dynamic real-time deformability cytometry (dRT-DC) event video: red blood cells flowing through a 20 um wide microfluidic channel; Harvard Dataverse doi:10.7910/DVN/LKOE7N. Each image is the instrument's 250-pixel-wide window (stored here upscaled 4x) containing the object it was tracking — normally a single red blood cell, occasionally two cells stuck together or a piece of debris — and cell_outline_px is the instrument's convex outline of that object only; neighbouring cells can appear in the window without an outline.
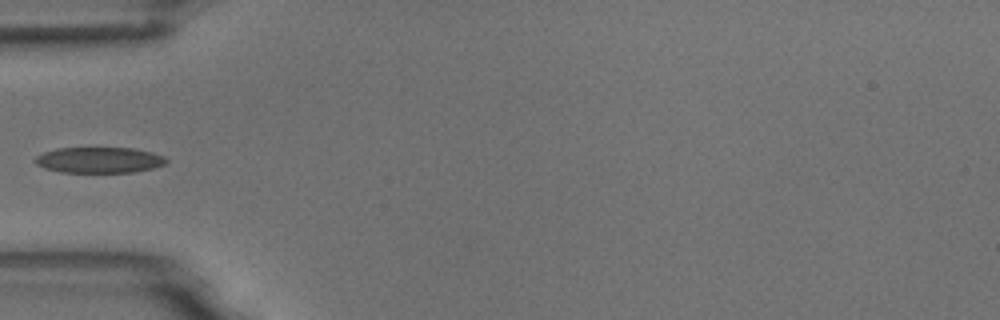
{"species": "common noctule bat (a hibernating species)", "species_latin": "Nyctalus noctula", "temperature_condition": "room temperature", "stored_images_in_passage": 5, "camera_frame_rate_fps": 3000, "um_per_image_px": 0.085, "animal": {"sex": "male", "body_mass_g": 18.8}, "frame": {"image": 1, "passage_image": 4, "time_ms": 3.667, "image_size_px": [1000, 320], "cell_outline_px": [[168, 160], [164, 164], [152, 168], [132, 172], [60, 172], [44, 168], [36, 164], [32, 160], [36, 156], [44, 152], [56, 148], [132, 148], [152, 152], [164, 156]], "centroid_in_image_um": [8.39, 13.6], "position_along_channel_um": 76.6, "area_um2": 19.71}}